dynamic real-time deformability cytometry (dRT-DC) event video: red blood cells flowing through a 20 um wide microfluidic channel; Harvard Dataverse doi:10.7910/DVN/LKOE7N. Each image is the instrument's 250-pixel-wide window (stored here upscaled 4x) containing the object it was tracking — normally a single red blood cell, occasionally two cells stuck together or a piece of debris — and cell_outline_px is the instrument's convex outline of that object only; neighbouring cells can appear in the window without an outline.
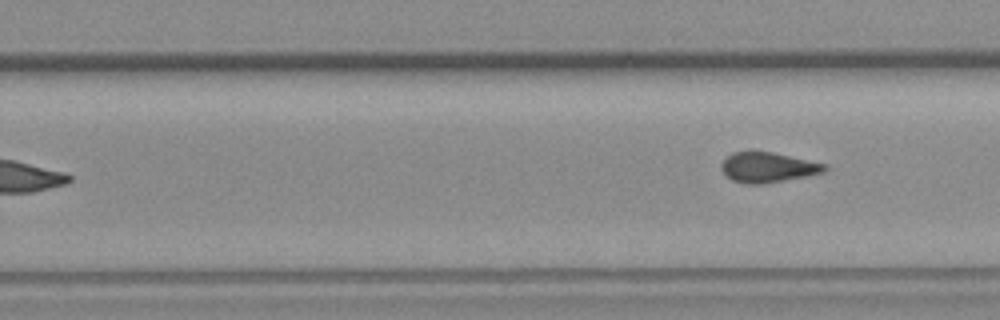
{"species": "common noctule bat (a hibernating species)", "species_latin": "Nyctalus noctula", "temperature_condition": "room temperature", "stored_images_in_passage": 10, "camera_frame_rate_fps": 3000, "um_per_image_px": 0.085, "animal": {"sex": "female", "body_mass_g": 19.3, "forearm_length_mm": 54.1}, "frame": {"image": 1, "passage_image": 10, "time_ms": 11.0, "image_size_px": [1000, 320], "cell_outline_px": [[828, 168], [824, 172], [808, 176], [764, 184], [744, 184], [732, 180], [720, 168], [720, 164], [732, 152], [772, 152], [828, 164]], "centroid_in_image_um": [65.3, 14.24], "position_along_channel_um": 264.5, "area_um2": 18.15}}